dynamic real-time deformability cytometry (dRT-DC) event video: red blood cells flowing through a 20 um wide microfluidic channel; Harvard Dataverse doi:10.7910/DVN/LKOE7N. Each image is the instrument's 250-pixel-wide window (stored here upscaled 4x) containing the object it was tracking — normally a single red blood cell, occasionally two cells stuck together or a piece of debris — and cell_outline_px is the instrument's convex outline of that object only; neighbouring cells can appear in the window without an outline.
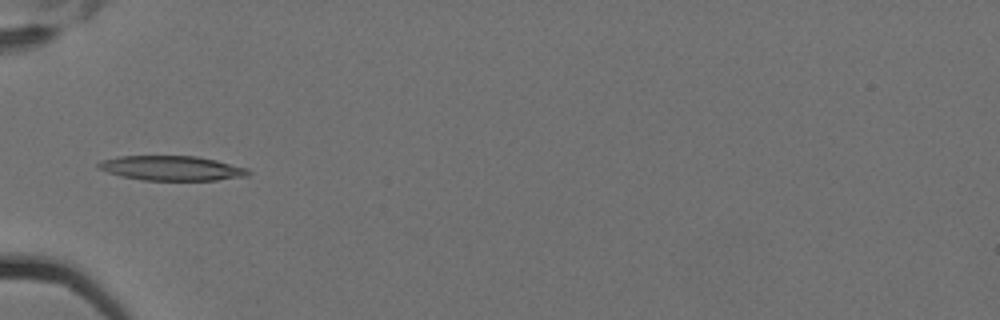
{"species": "Egyptian fruit bat (a non-hibernating species)", "species_latin": "Rousettus aegyptiacus", "temperature_condition": "cold", "stored_images_in_passage": 3, "camera_frame_rate_fps": 3000, "um_per_image_px": 0.085, "animal": {"sex": "female"}, "frame": {"image": 1, "passage_image": 2, "time_ms": 0.333, "image_size_px": [1000, 320], "cell_outline_px": [[252, 172], [248, 176], [216, 180], [140, 180], [120, 176], [96, 168], [96, 164], [100, 160], [120, 156], [196, 156], [216, 160], [248, 168]], "centroid_in_image_um": [14.57, 14.29], "position_along_channel_um": 70.4, "area_um2": 21.73}}